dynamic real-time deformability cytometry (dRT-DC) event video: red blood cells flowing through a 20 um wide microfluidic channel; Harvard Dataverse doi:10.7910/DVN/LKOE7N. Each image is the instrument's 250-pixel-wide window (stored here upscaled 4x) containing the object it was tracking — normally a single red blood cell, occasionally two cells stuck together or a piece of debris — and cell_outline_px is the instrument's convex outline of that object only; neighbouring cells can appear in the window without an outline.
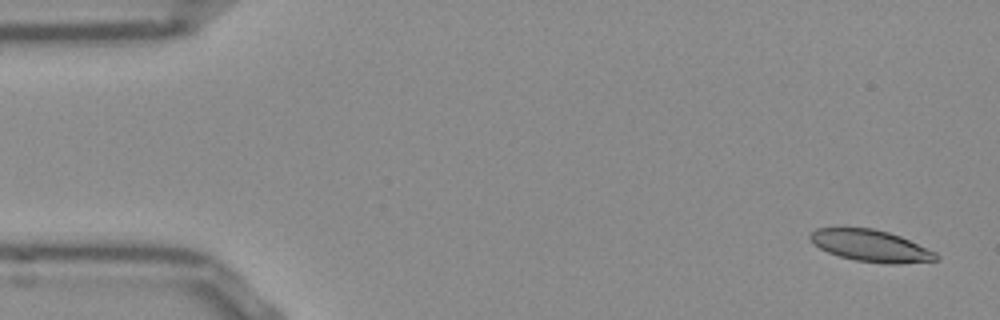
{"species": "Egyptian fruit bat (a non-hibernating species)", "species_latin": "Rousettus aegyptiacus", "temperature_condition": "room temperature", "stored_images_in_passage": 51, "camera_frame_rate_fps": 3000, "um_per_image_px": 0.085, "frame": {"image": 1, "passage_image": 1, "time_ms": 0.0, "image_size_px": [1000, 320], "cell_outline_px": [[940, 260], [896, 264], [888, 264], [856, 260], [840, 256], [828, 252], [820, 248], [808, 236], [816, 228], [872, 228], [888, 232], [900, 236], [936, 252], [940, 256]], "centroid_in_image_um": [74.06, 20.9], "position_along_channel_um": 10.9, "area_um2": 23.06}}
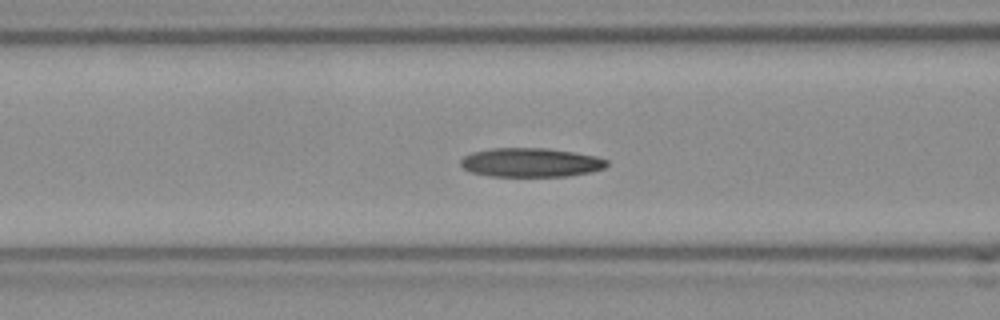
{"frame": {"image": 2, "passage_image": 19, "time_ms": 6.0, "image_size_px": [1000, 320], "cell_outline_px": [[608, 164], [604, 168], [592, 172], [568, 176], [488, 176], [472, 172], [464, 168], [460, 164], [460, 160], [464, 156], [472, 152], [492, 148], [548, 148], [596, 156], [608, 160]], "centroid_in_image_um": [45.12, 13.81], "position_along_channel_um": 121.5, "area_um2": 24.74}}
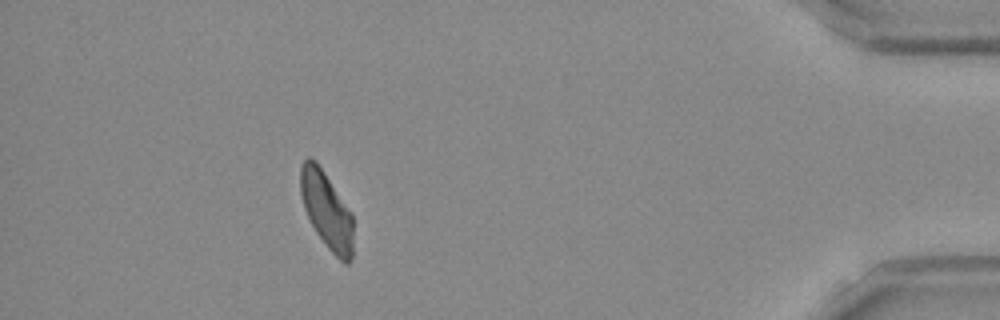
{"frame": {"image": 3, "passage_image": 46, "time_ms": 15.0, "image_size_px": [1000, 320], "cell_outline_px": [[352, 260], [348, 264], [344, 264], [328, 248], [316, 232], [304, 208], [300, 192], [300, 168], [304, 160], [308, 156], [316, 160], [352, 212]], "centroid_in_image_um": [27.76, 17.85], "position_along_channel_um": 407.4, "area_um2": 23.64}, "authors_computed_cell_mechanics": {"area_um2": 24.3916, "velocity_mm_per_s": 3.8204, "shape_relaxation_time_tau1_ms": null, "shape_relaxation_time_tau2_ms": 5.2813, "deformation_change_tau1": null, "deformation_change_tau2": 0.1265}}